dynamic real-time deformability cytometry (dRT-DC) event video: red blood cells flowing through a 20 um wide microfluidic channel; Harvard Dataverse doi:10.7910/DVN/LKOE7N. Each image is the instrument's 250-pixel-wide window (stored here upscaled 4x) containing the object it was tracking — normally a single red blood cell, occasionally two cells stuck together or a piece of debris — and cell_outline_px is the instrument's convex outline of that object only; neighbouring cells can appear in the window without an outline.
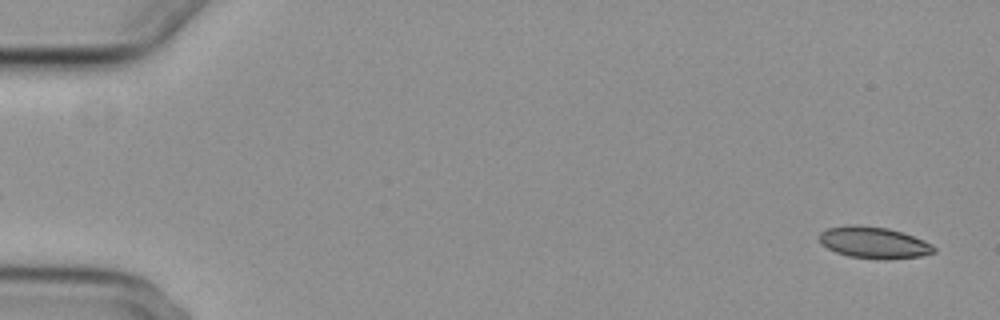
{"species": "common noctule bat (a hibernating species)", "species_latin": "Nyctalus noctula", "temperature_condition": "cold", "stored_images_in_passage": 5, "camera_frame_rate_fps": 3000, "um_per_image_px": 0.085, "animal": {"sex": "female", "body_mass_g": 29.2, "forearm_length_mm": 56.3}, "frame": {"image": 1, "passage_image": 1, "time_ms": 0.0, "image_size_px": [1000, 320], "cell_outline_px": [[936, 252], [920, 256], [888, 260], [848, 256], [836, 252], [820, 244], [820, 232], [828, 228], [888, 228], [924, 240], [932, 244], [936, 248]], "centroid_in_image_um": [74.35, 20.68], "position_along_channel_um": 10.7, "area_um2": 20.17}}